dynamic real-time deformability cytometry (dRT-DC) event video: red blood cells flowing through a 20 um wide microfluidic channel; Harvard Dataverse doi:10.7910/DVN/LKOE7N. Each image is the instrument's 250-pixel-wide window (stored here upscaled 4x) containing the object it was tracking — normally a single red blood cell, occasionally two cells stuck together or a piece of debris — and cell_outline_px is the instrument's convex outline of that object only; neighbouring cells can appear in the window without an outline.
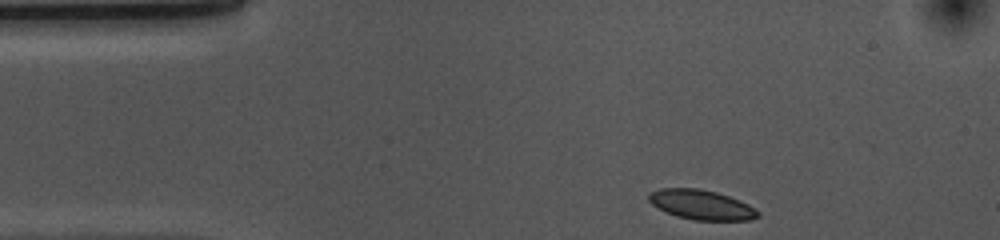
{"species": "common noctule bat (a hibernating species)", "species_latin": "Nyctalus noctula", "temperature_condition": "cold", "stored_images_in_passage": 36, "camera_frame_rate_fps": 3000, "um_per_image_px": 0.085, "animal": {"sex": "female", "body_mass_g": 10.0, "forearm_length_mm": 53.1}, "frame": {"image": 1, "passage_image": 1, "time_ms": 0.0, "image_size_px": [1000, 240], "cell_outline_px": [[760, 216], [752, 220], [692, 220], [676, 216], [652, 204], [648, 200], [648, 192], [660, 188], [700, 188], [716, 192], [740, 200], [756, 208], [760, 212]], "centroid_in_image_um": [59.64, 17.4], "position_along_channel_um": 25.4, "area_um2": 19.02}}
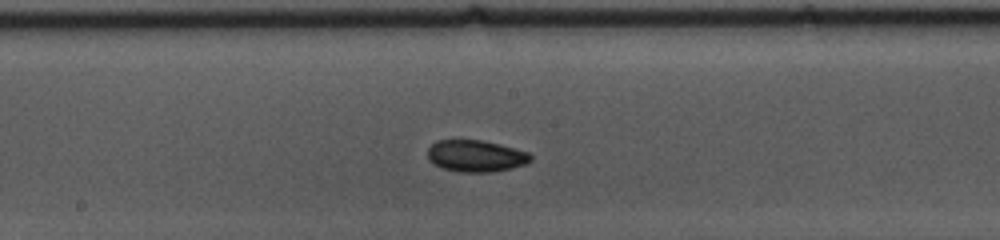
{"frame": {"image": 2, "passage_image": 20, "time_ms": 6.333, "image_size_px": [1000, 240], "cell_outline_px": [[532, 160], [528, 164], [512, 168], [492, 172], [460, 172], [444, 168], [428, 160], [428, 148], [436, 140], [480, 140], [500, 144], [528, 152], [532, 156]], "centroid_in_image_um": [40.48, 13.26], "position_along_channel_um": 207.7, "area_um2": 19.07}}
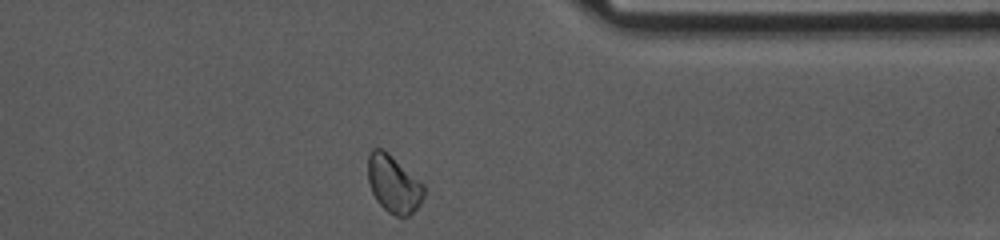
{"frame": {"image": 3, "passage_image": 35, "time_ms": 11.333, "image_size_px": [1000, 240], "cell_outline_px": [[424, 196], [420, 204], [408, 216], [396, 216], [388, 212], [376, 200], [368, 184], [368, 156], [372, 148], [380, 148], [388, 152], [424, 184]], "centroid_in_image_um": [33.44, 15.63], "position_along_channel_um": 378.0, "area_um2": 18.73}, "authors_computed_cell_mechanics": {"area_um2": 18.7561, "velocity_mm_per_s": 3.6412, "shape_relaxation_time_tau1_ms": 4.9445, "shape_relaxation_time_tau2_ms": null, "deformation_change_tau1": 0.0826, "deformation_change_tau2": null}}